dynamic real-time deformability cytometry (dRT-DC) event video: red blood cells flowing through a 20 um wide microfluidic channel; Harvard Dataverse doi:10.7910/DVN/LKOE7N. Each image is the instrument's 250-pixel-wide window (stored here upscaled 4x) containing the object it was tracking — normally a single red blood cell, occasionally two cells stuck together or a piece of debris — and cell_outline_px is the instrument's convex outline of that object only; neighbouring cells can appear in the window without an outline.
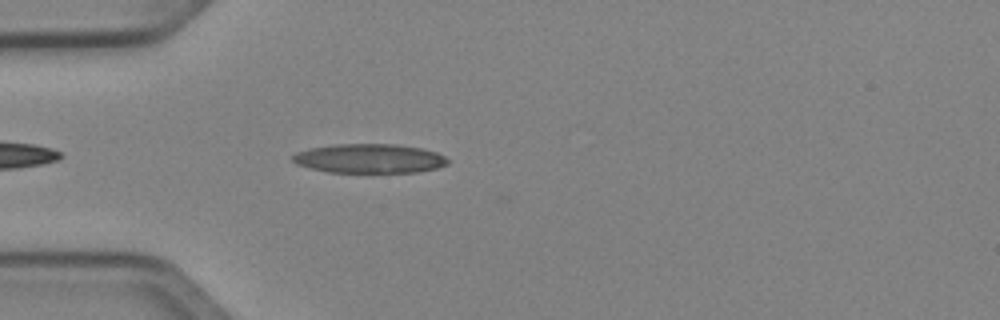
{"species": "Egyptian fruit bat (a non-hibernating species)", "species_latin": "Rousettus aegyptiacus", "temperature_condition": "cold", "stored_images_in_passage": 12, "camera_frame_rate_fps": 3000, "um_per_image_px": 0.085, "animal": {"sex": "female"}, "frame": {"image": 1, "passage_image": 4, "time_ms": 1.0, "image_size_px": [1000, 320], "cell_outline_px": [[448, 164], [436, 168], [416, 172], [328, 172], [296, 164], [292, 160], [292, 156], [296, 152], [312, 148], [336, 144], [396, 144], [420, 148], [436, 152], [444, 156], [448, 160]], "centroid_in_image_um": [31.4, 13.47], "position_along_channel_um": 53.6, "area_um2": 26.18}}
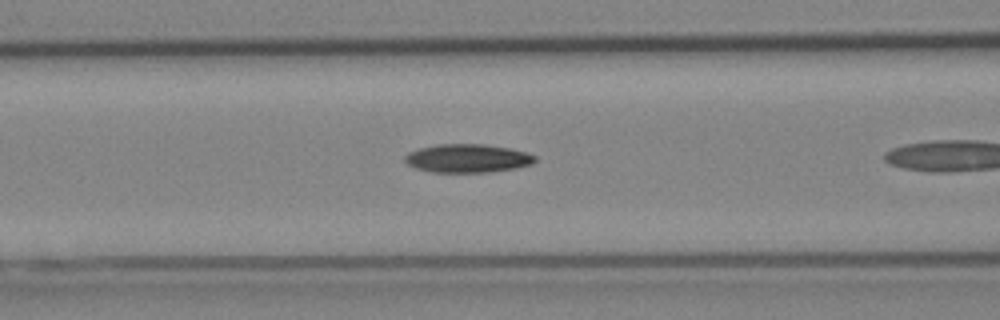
{"frame": {"image": 2, "passage_image": 7, "time_ms": 2.0, "image_size_px": [1000, 320], "cell_outline_px": [[536, 160], [532, 164], [516, 168], [488, 172], [432, 172], [416, 168], [408, 164], [404, 160], [404, 156], [408, 152], [420, 148], [436, 144], [484, 144], [508, 148], [524, 152], [536, 156]], "centroid_in_image_um": [39.72, 13.45], "position_along_channel_um": 126.9, "area_um2": 21.5}}
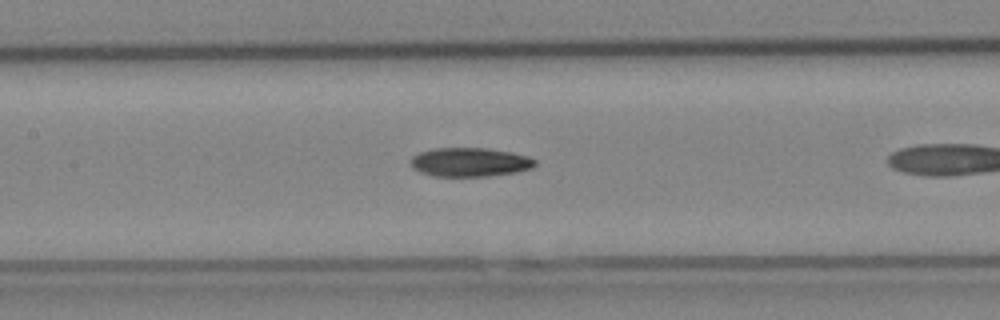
{"frame": {"image": 3, "passage_image": 10, "time_ms": 3.0, "image_size_px": [1000, 320], "cell_outline_px": [[536, 164], [532, 168], [516, 172], [488, 176], [436, 176], [420, 172], [412, 168], [412, 156], [420, 152], [432, 148], [488, 148], [512, 152], [528, 156], [536, 160]], "centroid_in_image_um": [39.96, 13.77], "position_along_channel_um": 167.4, "area_um2": 20.98}}